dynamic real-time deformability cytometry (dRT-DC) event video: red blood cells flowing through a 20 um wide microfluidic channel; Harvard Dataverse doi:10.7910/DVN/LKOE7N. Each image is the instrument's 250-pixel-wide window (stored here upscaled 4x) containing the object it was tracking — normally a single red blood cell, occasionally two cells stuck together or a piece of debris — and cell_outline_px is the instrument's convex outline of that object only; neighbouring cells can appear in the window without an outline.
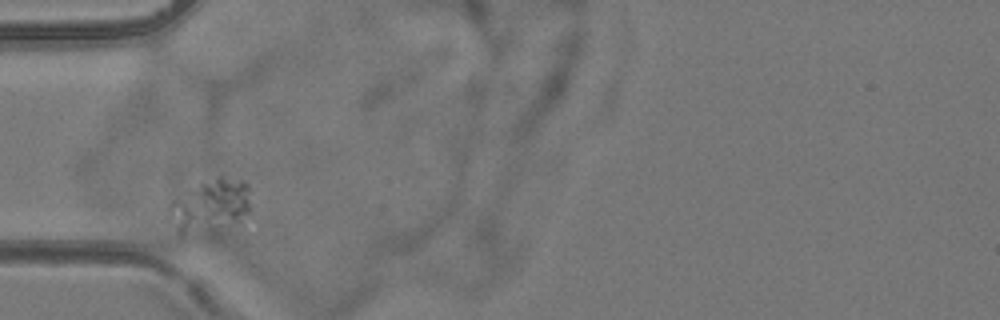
{"species": "common noctule bat (a hibernating species)", "species_latin": "Nyctalus noctula", "temperature_condition": "room temperature", "stored_images_in_passage": 5, "camera_frame_rate_fps": 3000, "um_per_image_px": 0.085, "animal": {"sex": "female", "body_mass_g": 24.6, "forearm_length_mm": 56.2}, "frame": {"image": 1, "passage_image": 1, "time_ms": 0.0, "image_size_px": [1000, 320], "cell_outline_px": [[248, 212], [240, 220], [184, 236], [176, 236], [168, 208], [168, 204], [172, 200], [200, 184], [220, 176], [224, 176], [244, 180], [248, 184]], "centroid_in_image_um": [17.81, 17.48], "position_along_channel_um": 67.2, "area_um2": 24.45}}
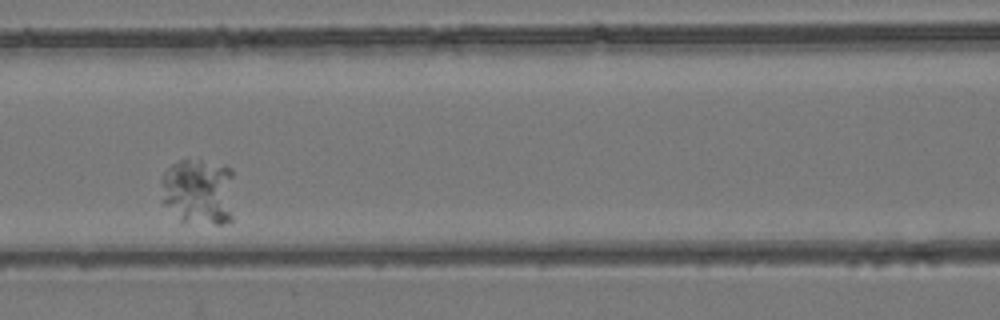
{"frame": {"image": 2, "passage_image": 3, "time_ms": 2.333, "image_size_px": [1000, 320], "cell_outline_px": [[232, 220], [224, 224], [216, 224], [180, 220], [164, 204], [160, 180], [164, 172], [172, 164], [180, 160], [200, 160], [232, 168]], "centroid_in_image_um": [16.88, 16.28], "position_along_channel_um": 149.7, "area_um2": 28.38}}
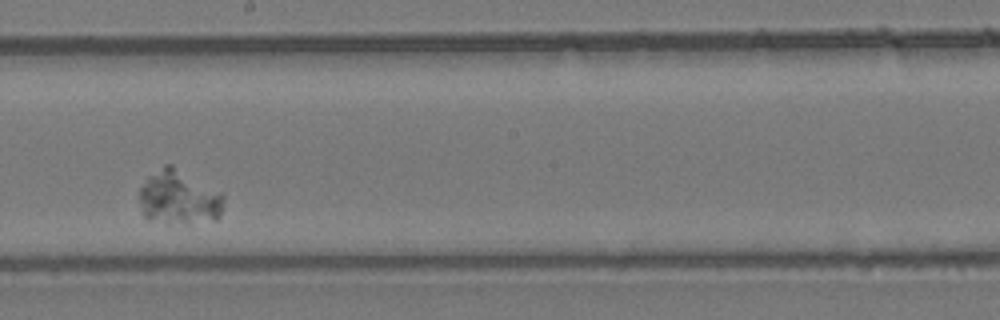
{"frame": {"image": 3, "passage_image": 5, "time_ms": 4.667, "image_size_px": [1000, 320], "cell_outline_px": [[224, 196], [220, 216], [216, 220], [188, 224], [184, 224], [148, 220], [144, 216], [140, 200], [140, 188], [148, 176], [164, 164], [172, 164], [220, 192]], "centroid_in_image_um": [15.21, 16.8], "position_along_channel_um": 233.0, "area_um2": 26.7}}